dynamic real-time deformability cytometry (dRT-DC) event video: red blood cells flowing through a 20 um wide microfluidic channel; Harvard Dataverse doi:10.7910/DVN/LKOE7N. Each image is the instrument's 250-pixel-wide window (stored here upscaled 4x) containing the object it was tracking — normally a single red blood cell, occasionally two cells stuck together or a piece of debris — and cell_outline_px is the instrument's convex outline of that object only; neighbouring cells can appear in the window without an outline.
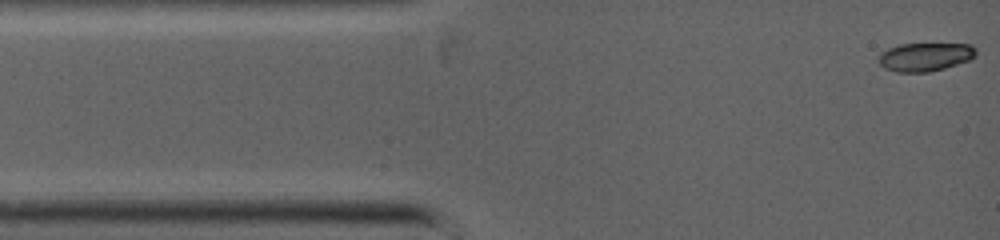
{"species": "common noctule bat (a hibernating species)", "species_latin": "Nyctalus noctula", "temperature_condition": "warm", "stored_images_in_passage": 42, "camera_frame_rate_fps": 5000, "um_per_image_px": 0.085, "animal": {"sex": "female", "body_mass_g": 19.0, "forearm_length_mm": 53.3}, "frame": {"image": 1, "passage_image": 1, "time_ms": 0.0, "image_size_px": [1000, 240], "cell_outline_px": [[976, 52], [968, 60], [944, 68], [928, 72], [896, 72], [884, 68], [880, 64], [880, 56], [888, 48], [900, 44], [972, 44], [976, 48]], "centroid_in_image_um": [78.63, 4.83], "position_along_channel_um": 6.4, "area_um2": 15.84}}
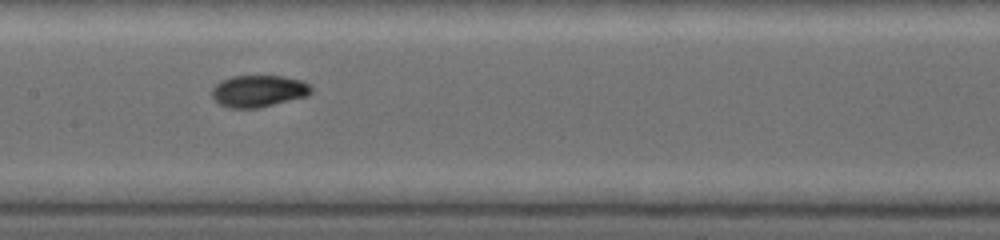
{"frame": {"image": 2, "passage_image": 19, "time_ms": 5.0, "image_size_px": [1000, 240], "cell_outline_px": [[312, 92], [308, 96], [260, 108], [228, 108], [220, 104], [212, 96], [212, 88], [216, 84], [232, 76], [284, 76], [300, 80], [312, 84]], "centroid_in_image_um": [22.02, 7.75], "position_along_channel_um": 185.4, "area_um2": 18.55}}
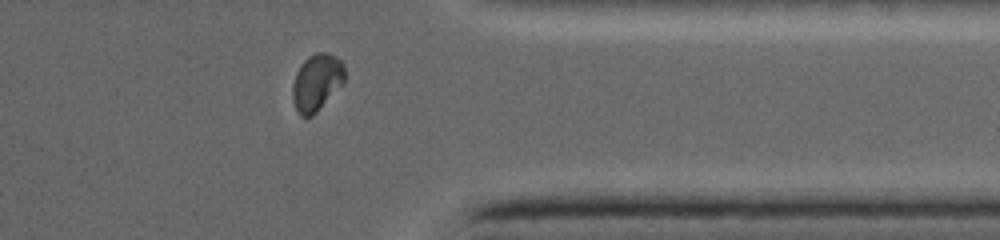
{"frame": {"image": 3, "passage_image": 35, "time_ms": 9.2, "image_size_px": [1000, 240], "cell_outline_px": [[344, 84], [312, 116], [300, 116], [292, 100], [292, 84], [296, 72], [300, 64], [308, 56], [316, 52], [324, 52], [336, 56], [344, 64]], "centroid_in_image_um": [26.91, 6.99], "position_along_channel_um": 384.5, "area_um2": 17.46}}